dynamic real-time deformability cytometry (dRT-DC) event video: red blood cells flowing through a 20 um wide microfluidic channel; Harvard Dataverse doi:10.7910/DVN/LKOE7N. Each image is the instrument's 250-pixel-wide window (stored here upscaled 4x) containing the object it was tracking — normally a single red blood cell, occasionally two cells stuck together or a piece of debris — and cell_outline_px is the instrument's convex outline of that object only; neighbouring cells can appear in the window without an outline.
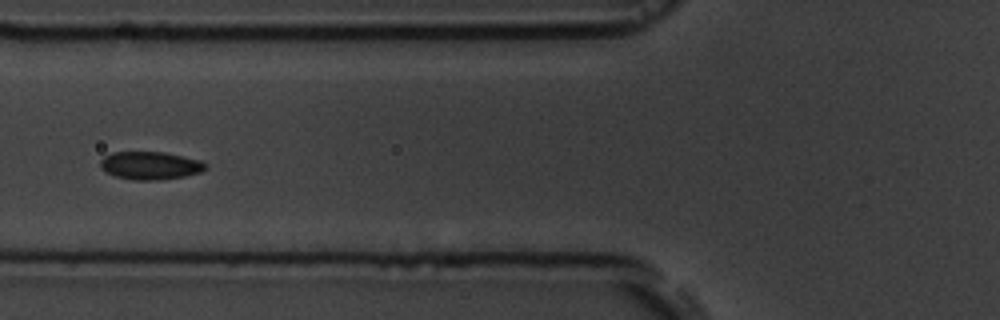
{"species": "common noctule bat (a hibernating species)", "species_latin": "Nyctalus noctula", "temperature_condition": "room temperature", "stored_images_in_passage": 7, "camera_frame_rate_fps": 3000, "um_per_image_px": 0.085, "animal": {"sex": "male", "body_mass_g": 19.5, "forearm_length_mm": 54.6}, "frame": {"image": 1, "passage_image": 6, "time_ms": 7.0, "image_size_px": [1000, 320], "cell_outline_px": [[208, 168], [200, 172], [184, 176], [160, 180], [132, 180], [116, 176], [104, 172], [100, 168], [100, 160], [104, 156], [112, 152], [164, 152], [200, 160], [208, 164]], "centroid_in_image_um": [12.76, 14.07], "position_along_channel_um": 113.0, "area_um2": 17.28}}
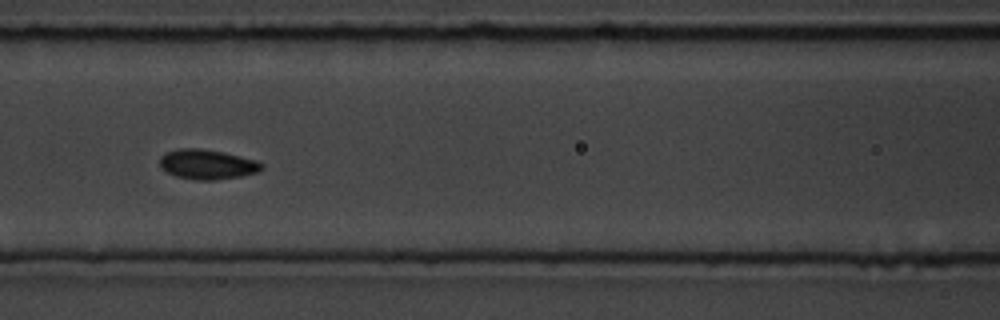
{"frame": {"image": 2, "passage_image": 7, "time_ms": 8.0, "image_size_px": [1000, 320], "cell_outline_px": [[264, 168], [260, 172], [240, 176], [216, 180], [192, 180], [176, 176], [168, 172], [160, 164], [160, 156], [168, 152], [180, 148], [200, 148], [224, 152], [256, 160], [264, 164]], "centroid_in_image_um": [17.67, 13.97], "position_along_channel_um": 148.9, "area_um2": 17.74}}